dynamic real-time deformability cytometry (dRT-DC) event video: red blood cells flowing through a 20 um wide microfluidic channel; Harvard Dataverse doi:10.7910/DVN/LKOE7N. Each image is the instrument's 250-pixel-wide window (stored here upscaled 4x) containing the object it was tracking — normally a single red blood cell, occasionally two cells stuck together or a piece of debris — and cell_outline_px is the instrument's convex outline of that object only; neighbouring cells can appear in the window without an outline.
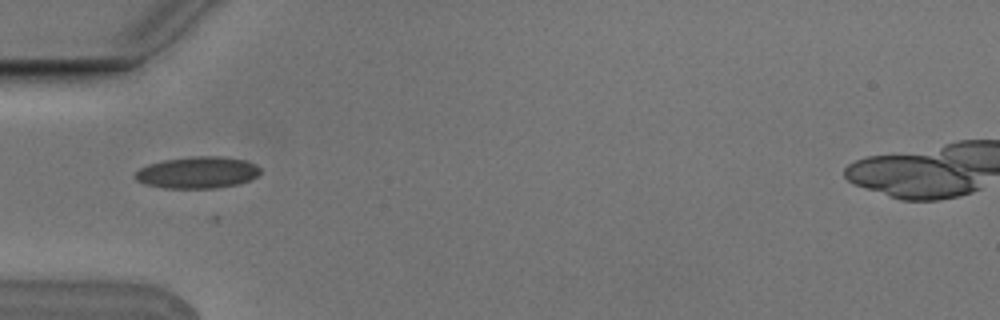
{"species": "Egyptian fruit bat (a non-hibernating species)", "species_latin": "Rousettus aegyptiacus", "temperature_condition": "cold", "stored_images_in_passage": 4, "camera_frame_rate_fps": 3000, "um_per_image_px": 0.085, "animal": {"sex": "male"}, "frame": {"image": 1, "passage_image": 4, "time_ms": 1.0, "image_size_px": [1000, 320], "cell_outline_px": [[260, 172], [256, 176], [240, 184], [216, 188], [164, 188], [144, 184], [136, 180], [136, 172], [140, 168], [148, 164], [164, 160], [192, 156], [224, 156], [244, 160], [256, 164], [260, 168]], "centroid_in_image_um": [16.79, 14.66], "position_along_channel_um": 68.2, "area_um2": 23.18}}